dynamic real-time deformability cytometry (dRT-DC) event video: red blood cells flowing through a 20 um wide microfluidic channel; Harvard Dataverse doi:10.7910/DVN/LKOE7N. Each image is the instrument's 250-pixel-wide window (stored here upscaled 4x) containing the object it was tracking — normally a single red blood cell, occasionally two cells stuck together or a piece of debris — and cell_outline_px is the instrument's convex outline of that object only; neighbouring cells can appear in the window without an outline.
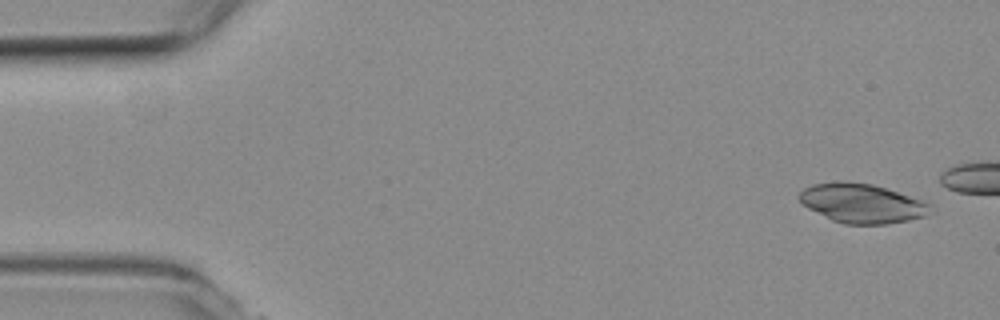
{"species": "common noctule bat (a hibernating species)", "species_latin": "Nyctalus noctula", "temperature_condition": "room temperature", "stored_images_in_passage": 5, "camera_frame_rate_fps": 3000, "um_per_image_px": 0.085, "animal": {"sex": "female", "body_mass_g": 19.3, "forearm_length_mm": 54.1}, "frame": {"image": 1, "passage_image": 1, "time_ms": 0.0, "image_size_px": [1000, 320], "cell_outline_px": [[932, 204], [924, 216], [908, 220], [884, 224], [844, 224], [832, 220], [808, 208], [800, 200], [800, 192], [804, 188], [812, 184], [872, 184], [924, 200]], "centroid_in_image_um": [73.3, 17.32], "position_along_channel_um": 11.7, "area_um2": 28.9}}